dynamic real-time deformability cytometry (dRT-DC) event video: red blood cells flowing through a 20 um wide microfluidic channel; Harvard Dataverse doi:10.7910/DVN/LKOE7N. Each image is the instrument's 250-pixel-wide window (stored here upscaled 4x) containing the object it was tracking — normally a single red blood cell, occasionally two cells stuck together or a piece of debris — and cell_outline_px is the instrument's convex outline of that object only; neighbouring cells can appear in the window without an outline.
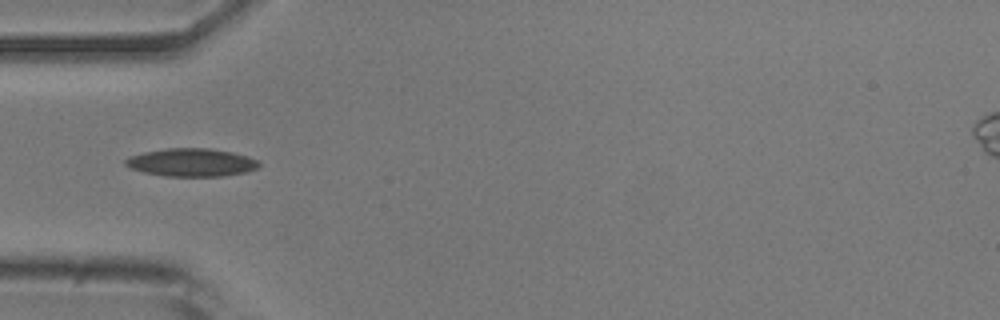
{"species": "common noctule bat (a hibernating species)", "species_latin": "Nyctalus noctula", "temperature_condition": "room temperature", "stored_images_in_passage": 7, "camera_frame_rate_fps": 3000, "um_per_image_px": 0.085, "animal": {"sex": "male", "body_mass_g": 20.5, "forearm_length_mm": 52.5}, "frame": {"image": 1, "passage_image": 1, "time_ms": 0.0, "image_size_px": [1000, 320], "cell_outline_px": [[260, 164], [256, 168], [244, 172], [224, 176], [164, 176], [144, 172], [132, 168], [124, 164], [124, 160], [128, 156], [144, 152], [168, 148], [208, 148], [232, 152], [248, 156], [256, 160]], "centroid_in_image_um": [16.24, 13.8], "position_along_channel_um": 68.8, "area_um2": 21.68}}
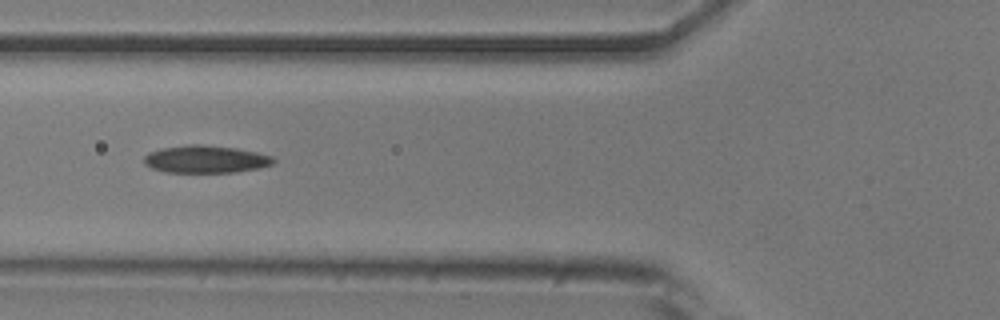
{"frame": {"image": 2, "passage_image": 4, "time_ms": 1.0, "image_size_px": [1000, 320], "cell_outline_px": [[276, 160], [272, 164], [260, 168], [236, 172], [164, 172], [152, 168], [144, 164], [144, 156], [148, 152], [164, 148], [188, 144], [200, 144], [236, 148], [256, 152], [272, 156]], "centroid_in_image_um": [17.48, 13.53], "position_along_channel_um": 108.3, "area_um2": 20.75}}